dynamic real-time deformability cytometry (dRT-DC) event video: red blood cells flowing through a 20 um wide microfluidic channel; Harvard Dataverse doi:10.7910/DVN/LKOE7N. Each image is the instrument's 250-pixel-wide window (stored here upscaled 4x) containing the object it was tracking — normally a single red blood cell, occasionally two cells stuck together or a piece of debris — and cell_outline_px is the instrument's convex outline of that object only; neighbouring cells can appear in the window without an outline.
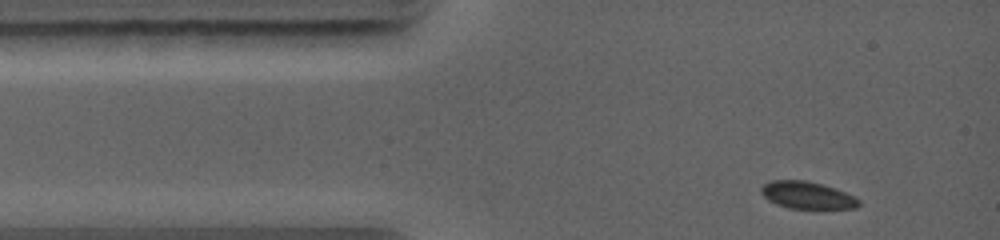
{"species": "common noctule bat (a hibernating species)", "species_latin": "Nyctalus noctula", "temperature_condition": "warm", "stored_images_in_passage": 11, "camera_frame_rate_fps": 5000, "um_per_image_px": 0.085, "animal": {"sex": "female", "body_mass_g": 19.0, "forearm_length_mm": 56.7}, "frame": {"image": 1, "passage_image": 1, "time_ms": 0.0, "image_size_px": [1000, 240], "cell_outline_px": [[860, 204], [856, 208], [788, 208], [776, 204], [768, 200], [760, 192], [760, 188], [764, 184], [772, 180], [804, 180], [836, 188], [856, 196], [860, 200]], "centroid_in_image_um": [68.62, 16.59], "position_along_channel_um": 16.4, "area_um2": 15.49}}
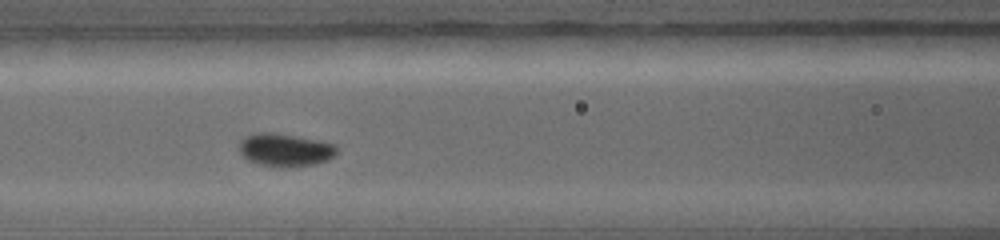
{"frame": {"image": 2, "passage_image": 5, "time_ms": 3.6, "image_size_px": [1000, 240], "cell_outline_px": [[336, 152], [328, 160], [316, 164], [280, 168], [256, 164], [248, 160], [240, 152], [240, 140], [244, 136], [256, 132], [276, 132], [320, 140], [336, 144]], "centroid_in_image_um": [24.22, 12.73], "position_along_channel_um": 142.4, "area_um2": 19.07}}
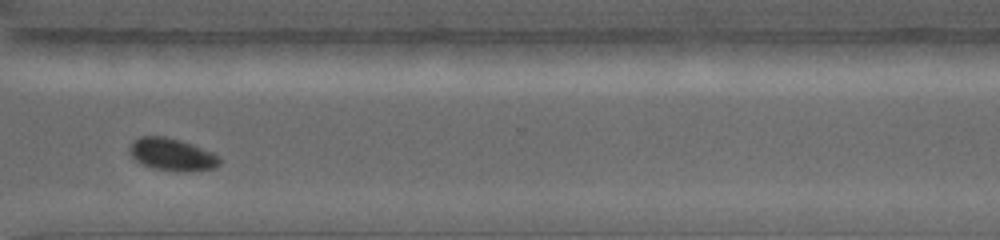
{"frame": {"image": 3, "passage_image": 10, "time_ms": 8.2, "image_size_px": [1000, 240], "cell_outline_px": [[224, 160], [216, 168], [192, 172], [176, 172], [152, 168], [140, 164], [128, 152], [128, 148], [140, 136], [164, 136], [180, 140], [192, 144], [212, 152], [220, 156]], "centroid_in_image_um": [14.67, 13.16], "position_along_channel_um": 355.9, "area_um2": 17.4}}